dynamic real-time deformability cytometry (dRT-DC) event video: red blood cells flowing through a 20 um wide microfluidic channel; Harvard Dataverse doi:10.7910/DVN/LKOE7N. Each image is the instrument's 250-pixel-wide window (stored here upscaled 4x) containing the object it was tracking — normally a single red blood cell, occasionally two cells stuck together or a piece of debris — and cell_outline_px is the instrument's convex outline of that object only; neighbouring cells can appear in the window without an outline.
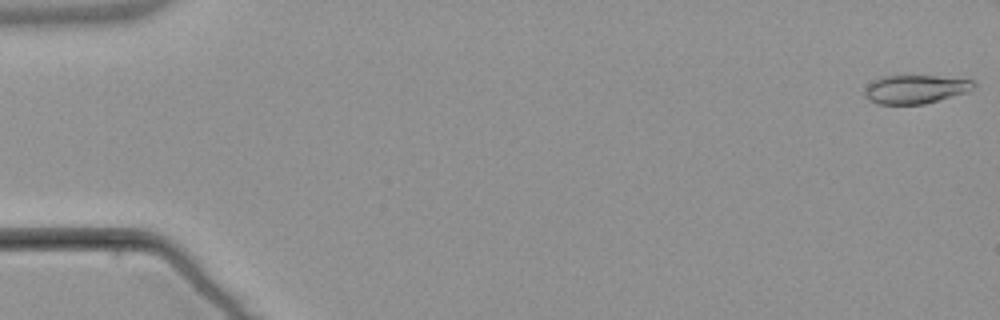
{"species": "common noctule bat (a hibernating species)", "species_latin": "Nyctalus noctula", "temperature_condition": "warm", "stored_images_in_passage": 7, "camera_frame_rate_fps": 3000, "um_per_image_px": 0.085, "animal": {"sex": "male", "body_mass_g": 21.5, "forearm_length_mm": 52.0}, "frame": {"image": 1, "passage_image": 1, "time_ms": 0.0, "image_size_px": [1000, 320], "cell_outline_px": [[976, 84], [968, 92], [924, 104], [876, 104], [868, 100], [864, 96], [864, 92], [868, 84], [880, 76], [936, 76], [972, 80]], "centroid_in_image_um": [77.77, 7.59], "position_along_channel_um": 7.2, "area_um2": 18.15}}
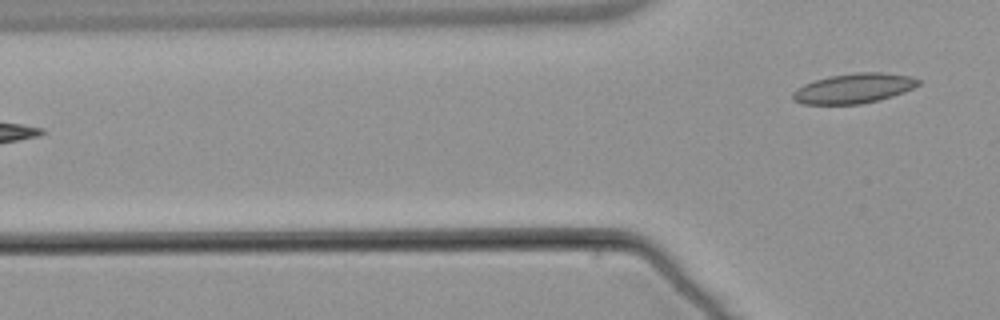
{"frame": {"image": 2, "passage_image": 7, "time_ms": 7.333, "image_size_px": [1000, 320], "cell_outline_px": [[920, 84], [904, 92], [892, 96], [860, 104], [804, 104], [792, 100], [792, 92], [796, 88], [804, 84], [828, 76], [856, 72], [880, 72], [912, 76], [920, 80]], "centroid_in_image_um": [72.55, 7.5], "position_along_channel_um": 53.2, "area_um2": 21.85}}